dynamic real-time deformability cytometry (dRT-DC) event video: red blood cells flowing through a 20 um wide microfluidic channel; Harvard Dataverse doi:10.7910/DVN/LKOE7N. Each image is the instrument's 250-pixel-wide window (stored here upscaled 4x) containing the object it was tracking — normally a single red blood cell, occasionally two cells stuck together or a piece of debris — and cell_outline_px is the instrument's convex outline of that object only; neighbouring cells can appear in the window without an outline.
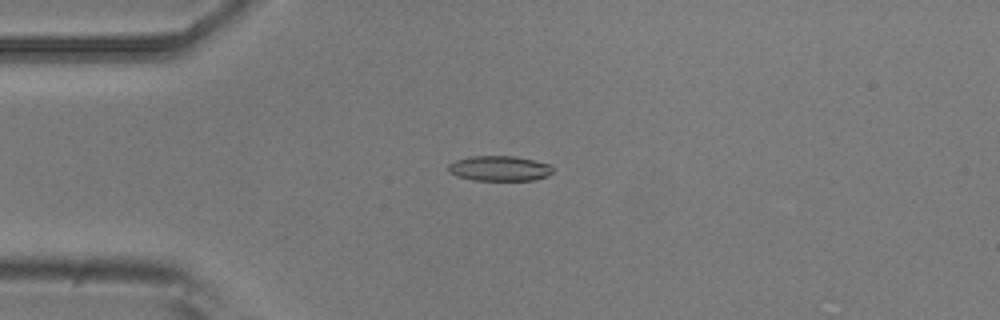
{"species": "common noctule bat (a hibernating species)", "species_latin": "Nyctalus noctula", "temperature_condition": "room temperature", "stored_images_in_passage": 48, "camera_frame_rate_fps": 3000, "um_per_image_px": 0.085, "animal": {"sex": "male", "body_mass_g": 20.5, "forearm_length_mm": 52.5}, "frame": {"image": 1, "passage_image": 7, "time_ms": 2.0, "image_size_px": [1000, 320], "cell_outline_px": [[552, 172], [548, 176], [536, 180], [472, 180], [456, 176], [448, 172], [448, 164], [456, 160], [472, 156], [516, 156], [552, 164]], "centroid_in_image_um": [42.46, 14.31], "position_along_channel_um": 42.5, "area_um2": 15.49}}
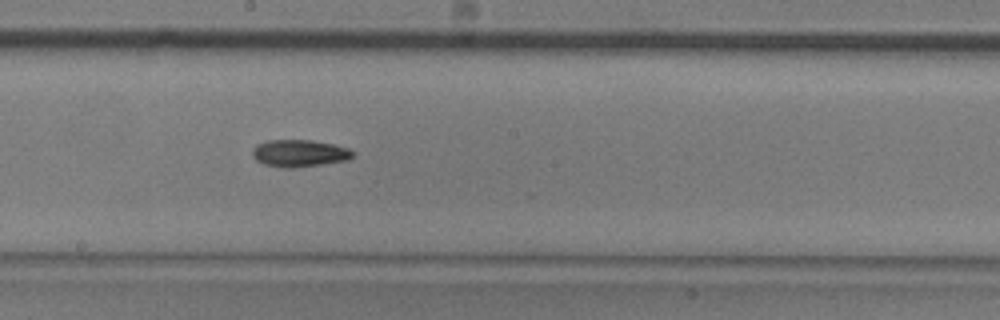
{"frame": {"image": 2, "passage_image": 23, "time_ms": 7.333, "image_size_px": [1000, 320], "cell_outline_px": [[352, 156], [348, 160], [292, 168], [284, 168], [264, 164], [256, 160], [252, 156], [252, 148], [256, 144], [268, 140], [312, 140], [332, 144], [348, 148], [352, 152]], "centroid_in_image_um": [25.39, 13.02], "position_along_channel_um": 222.8, "area_um2": 15.78}}
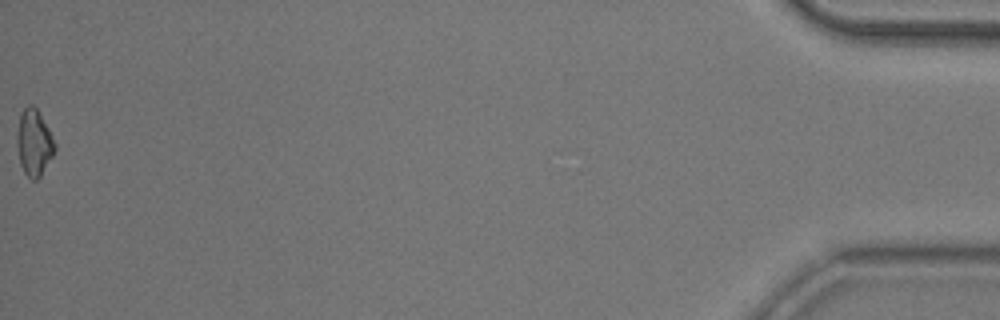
{"frame": {"image": 3, "passage_image": 48, "time_ms": 15.667, "image_size_px": [1000, 320], "cell_outline_px": [[56, 148], [52, 156], [40, 176], [36, 180], [32, 180], [24, 172], [20, 164], [16, 144], [16, 136], [20, 112], [28, 104], [32, 104], [36, 108], [48, 128], [56, 144]], "centroid_in_image_um": [2.87, 12.11], "position_along_channel_um": 432.3, "area_um2": 14.62}, "authors_computed_cell_mechanics": {"area_um2": 15.028, "velocity_mm_per_s": 3.7447, "shape_relaxation_time_tau1_ms": 8.2912, "shape_relaxation_time_tau2_ms": null, "deformation_change_tau1": 0.158, "deformation_change_tau2": null}}